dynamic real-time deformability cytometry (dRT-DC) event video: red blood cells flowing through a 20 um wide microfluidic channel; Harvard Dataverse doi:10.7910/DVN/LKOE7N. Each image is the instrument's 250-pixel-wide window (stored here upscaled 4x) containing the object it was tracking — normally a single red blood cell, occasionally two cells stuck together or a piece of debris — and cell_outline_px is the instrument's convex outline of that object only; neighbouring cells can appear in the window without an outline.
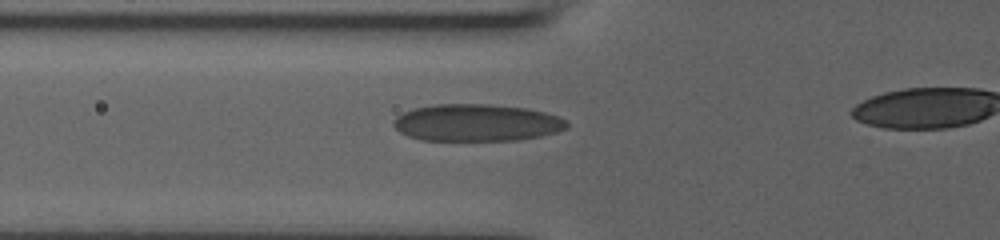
{"species": "human", "species_latin": "Homo sapiens", "temperature_condition": "room temperature", "stored_images_in_passage": 46, "camera_frame_rate_fps": 3000, "um_per_image_px": 0.085, "donor": {"sex": "male"}, "frame": {"image": 1, "passage_image": 18, "time_ms": 5.667, "image_size_px": [1000, 240], "cell_outline_px": [[568, 128], [556, 132], [540, 136], [520, 140], [420, 140], [408, 136], [400, 132], [392, 124], [392, 120], [396, 116], [404, 112], [416, 108], [432, 104], [492, 104], [528, 108], [560, 116], [568, 120]], "centroid_in_image_um": [40.54, 10.42], "position_along_channel_um": 85.3, "area_um2": 37.8}}
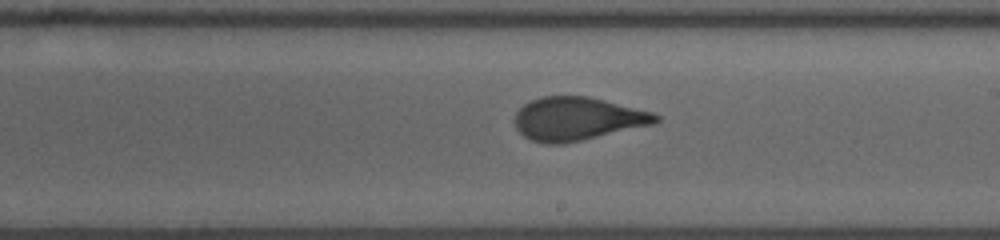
{"frame": {"image": 2, "passage_image": 30, "time_ms": 9.667, "image_size_px": [1000, 240], "cell_outline_px": [[660, 120], [656, 124], [564, 144], [544, 144], [532, 140], [524, 136], [516, 128], [516, 112], [524, 104], [540, 96], [588, 96], [652, 112], [660, 116]], "centroid_in_image_um": [49.1, 10.1], "position_along_channel_um": 239.9, "area_um2": 35.55}}
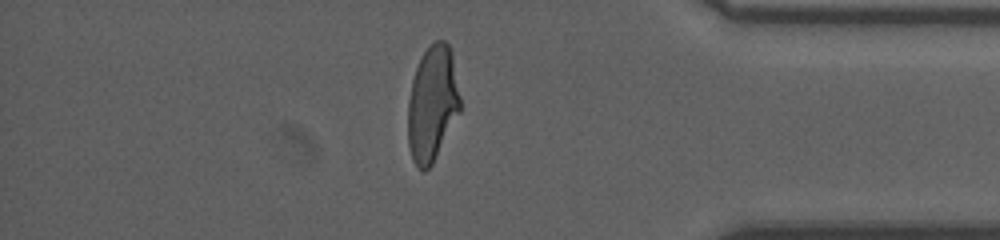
{"frame": {"image": 3, "passage_image": 44, "time_ms": 14.333, "image_size_px": [1000, 240], "cell_outline_px": [[460, 112], [432, 164], [424, 172], [420, 172], [416, 168], [412, 160], [408, 144], [408, 100], [412, 80], [416, 68], [424, 52], [436, 40], [444, 40], [448, 44], [452, 52], [460, 96]], "centroid_in_image_um": [36.74, 8.85], "position_along_channel_um": 398.5, "area_um2": 35.26}}